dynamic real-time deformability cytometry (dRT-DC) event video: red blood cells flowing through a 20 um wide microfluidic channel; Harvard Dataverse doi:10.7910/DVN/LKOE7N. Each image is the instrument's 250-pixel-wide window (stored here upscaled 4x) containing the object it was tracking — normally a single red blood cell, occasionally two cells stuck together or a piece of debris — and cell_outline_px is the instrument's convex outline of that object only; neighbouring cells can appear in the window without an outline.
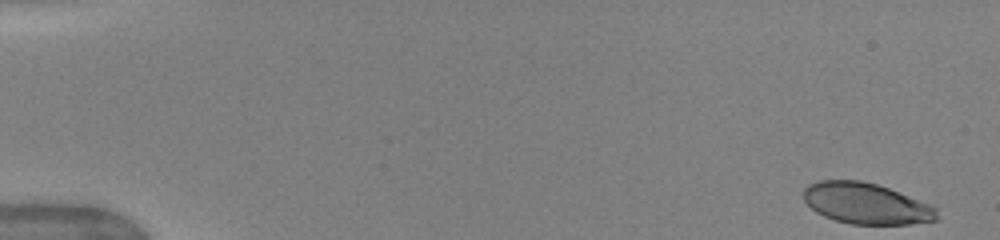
{"species": "human", "species_latin": "Homo sapiens", "temperature_condition": "warm", "stored_images_in_passage": 50, "camera_frame_rate_fps": 3000, "um_per_image_px": 0.085, "donor": {"sex": "female"}, "frame": {"image": 1, "passage_image": 1, "time_ms": 0.0, "image_size_px": [1000, 240], "cell_outline_px": [[936, 220], [908, 224], [852, 224], [836, 220], [824, 216], [816, 212], [804, 200], [804, 188], [808, 184], [820, 180], [860, 180], [876, 184], [888, 188], [928, 204], [936, 208]], "centroid_in_image_um": [73.57, 17.29], "position_along_channel_um": 11.4, "area_um2": 31.44}}
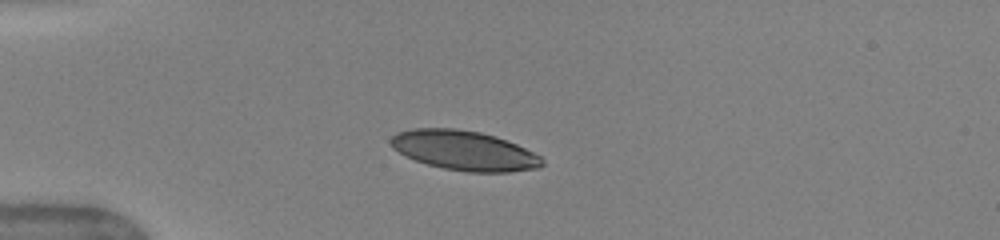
{"frame": {"image": 2, "passage_image": 13, "time_ms": 4.0, "image_size_px": [1000, 240], "cell_outline_px": [[544, 164], [540, 168], [508, 172], [468, 172], [444, 168], [428, 164], [416, 160], [392, 148], [388, 140], [396, 132], [412, 128], [456, 128], [480, 132], [496, 136], [516, 144], [540, 156], [544, 160]], "centroid_in_image_um": [39.45, 12.78], "position_along_channel_um": 45.5, "area_um2": 34.97}}
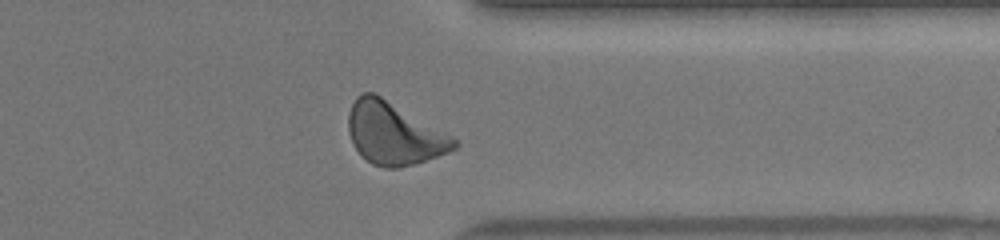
{"frame": {"image": 3, "passage_image": 40, "time_ms": 13.0, "image_size_px": [1000, 240], "cell_outline_px": [[460, 144], [456, 148], [448, 152], [416, 164], [400, 168], [384, 168], [372, 164], [352, 144], [348, 132], [348, 112], [356, 96], [360, 92], [376, 92], [452, 136]], "centroid_in_image_um": [33.47, 11.33], "position_along_channel_um": 377.9, "area_um2": 38.61}, "authors_computed_cell_mechanics": {"area_um2": 35.7204, "velocity_mm_per_s": 4.0215, "shape_relaxation_time_tau1_ms": 3.0601, "shape_relaxation_time_tau2_ms": 0.8658, "deformation_change_tau1": 0.1484, "deformation_change_tau2": 0.0612}}